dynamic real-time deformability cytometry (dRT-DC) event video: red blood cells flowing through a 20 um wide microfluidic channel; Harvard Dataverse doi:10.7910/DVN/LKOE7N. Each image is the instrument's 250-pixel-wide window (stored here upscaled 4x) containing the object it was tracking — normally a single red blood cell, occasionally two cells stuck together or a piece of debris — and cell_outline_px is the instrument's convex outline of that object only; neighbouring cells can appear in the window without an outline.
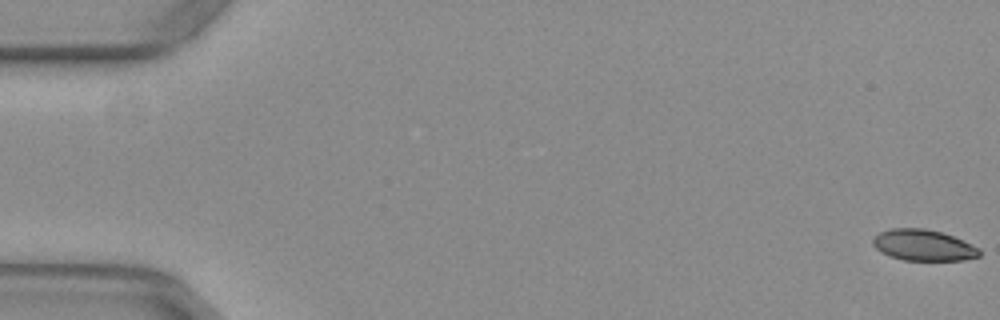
{"species": "common noctule bat (a hibernating species)", "species_latin": "Nyctalus noctula", "temperature_condition": "warm", "stored_images_in_passage": 54, "camera_frame_rate_fps": 3000, "um_per_image_px": 0.085, "animal": {"sex": "female", "body_mass_g": 29.2, "forearm_length_mm": 56.3}, "frame": {"image": 1, "passage_image": 1, "time_ms": 0.0, "image_size_px": [1000, 320], "cell_outline_px": [[980, 256], [964, 260], [904, 260], [880, 252], [872, 244], [872, 240], [880, 232], [892, 228], [924, 228], [940, 232], [952, 236], [980, 248]], "centroid_in_image_um": [78.48, 20.84], "position_along_channel_um": 6.5, "area_um2": 19.13}}
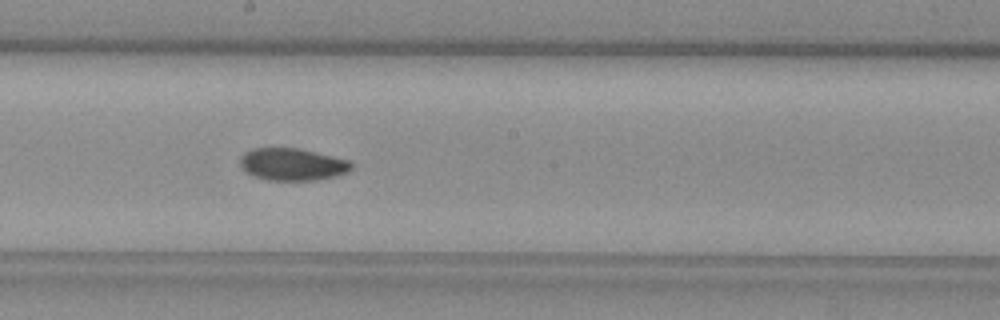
{"frame": {"image": 2, "passage_image": 30, "time_ms": 9.667, "image_size_px": [1000, 320], "cell_outline_px": [[352, 168], [348, 172], [336, 176], [316, 180], [264, 180], [244, 172], [240, 164], [240, 156], [244, 152], [252, 148], [296, 148], [332, 156], [348, 160], [352, 164]], "centroid_in_image_um": [24.8, 13.98], "position_along_channel_um": 223.4, "area_um2": 20.98}}
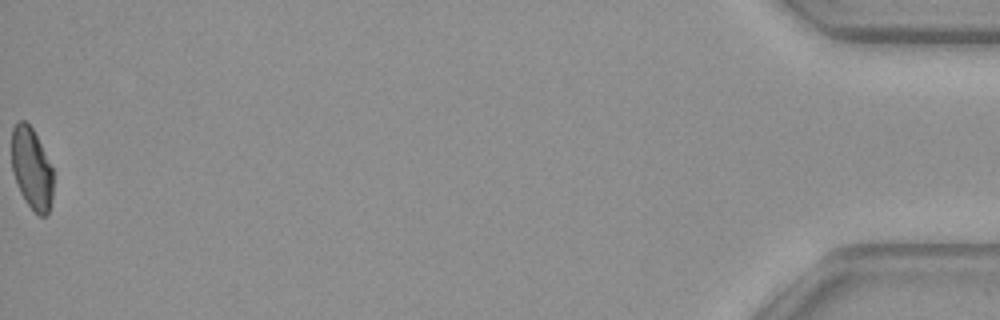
{"frame": {"image": 3, "passage_image": 54, "time_ms": 17.667, "image_size_px": [1000, 320], "cell_outline_px": [[52, 200], [48, 212], [44, 216], [40, 216], [24, 200], [20, 192], [12, 172], [12, 128], [16, 120], [24, 120], [32, 128], [52, 168]], "centroid_in_image_um": [2.66, 14.31], "position_along_channel_um": 432.5, "area_um2": 19.54}, "authors_computed_cell_mechanics": {"area_um2": 20.9814, "velocity_mm_per_s": 3.9354, "shape_relaxation_time_tau1_ms": 6.6737, "shape_relaxation_time_tau2_ms": 2.8471, "deformation_change_tau1": 0.1611, "deformation_change_tau2": 0.0702}}